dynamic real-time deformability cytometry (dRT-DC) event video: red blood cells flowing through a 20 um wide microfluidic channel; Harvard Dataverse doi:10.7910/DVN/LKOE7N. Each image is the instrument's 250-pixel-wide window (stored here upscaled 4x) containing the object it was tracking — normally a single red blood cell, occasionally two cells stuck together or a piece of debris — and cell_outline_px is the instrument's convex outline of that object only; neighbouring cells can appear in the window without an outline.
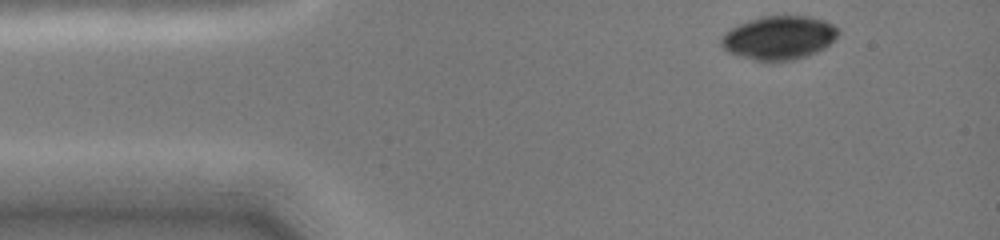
{"species": "common noctule bat (a hibernating species)", "species_latin": "Nyctalus noctula", "temperature_condition": "cold", "stored_images_in_passage": 7, "camera_frame_rate_fps": 3000, "um_per_image_px": 0.085, "animal": {"sex": "female", "body_mass_g": 19.0, "forearm_length_mm": 51.5}, "frame": {"image": 1, "passage_image": 1, "time_ms": 0.0, "image_size_px": [1000, 240], "cell_outline_px": [[836, 36], [824, 48], [808, 56], [792, 60], [756, 60], [740, 56], [728, 52], [720, 44], [720, 40], [732, 28], [740, 24], [764, 16], [804, 16], [820, 20], [832, 24], [836, 28]], "centroid_in_image_um": [66.19, 3.22], "position_along_channel_um": 18.8, "area_um2": 28.84}}